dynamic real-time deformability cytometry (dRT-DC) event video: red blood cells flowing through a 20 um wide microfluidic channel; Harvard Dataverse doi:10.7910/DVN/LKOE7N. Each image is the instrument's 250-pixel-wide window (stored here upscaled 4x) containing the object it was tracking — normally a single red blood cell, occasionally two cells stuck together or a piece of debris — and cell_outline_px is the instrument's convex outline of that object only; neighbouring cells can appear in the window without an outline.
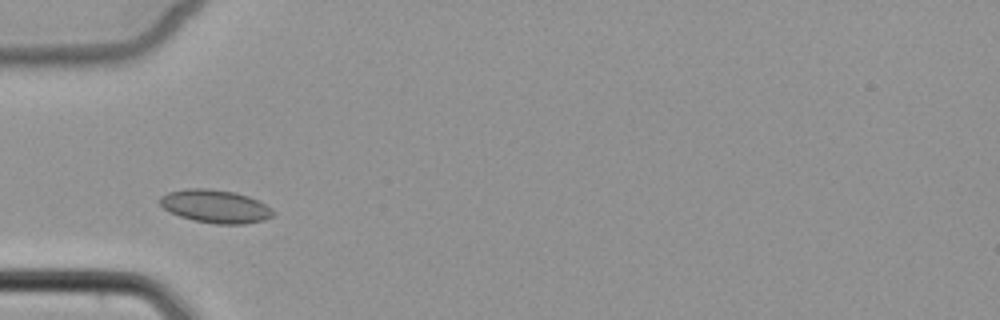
{"species": "common noctule bat (a hibernating species)", "species_latin": "Nyctalus noctula", "temperature_condition": "cold", "stored_images_in_passage": 6, "camera_frame_rate_fps": 3000, "um_per_image_px": 0.085, "animal": {"sex": "female", "body_mass_g": 22.7, "forearm_length_mm": 54.2}, "frame": {"image": 1, "passage_image": 4, "time_ms": 6.0, "image_size_px": [1000, 320], "cell_outline_px": [[276, 212], [272, 216], [264, 220], [244, 224], [216, 224], [192, 220], [168, 212], [160, 204], [160, 196], [168, 192], [188, 188], [208, 188], [236, 192], [248, 196], [272, 208]], "centroid_in_image_um": [18.3, 17.54], "position_along_channel_um": 66.7, "area_um2": 21.96}}
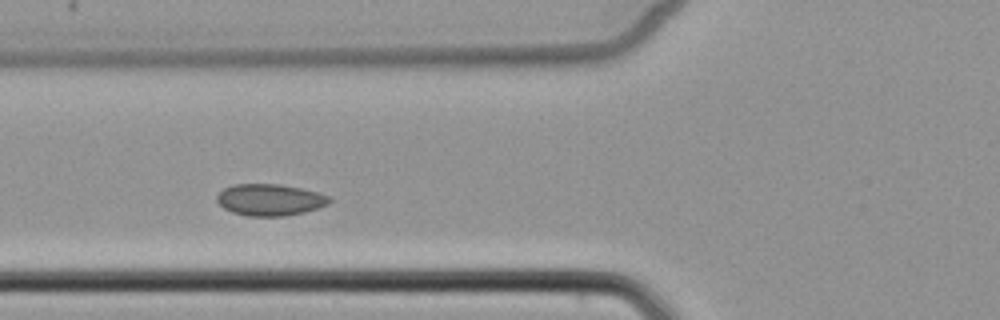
{"frame": {"image": 2, "passage_image": 5, "time_ms": 7.0, "image_size_px": [1000, 320], "cell_outline_px": [[332, 200], [328, 204], [304, 212], [284, 216], [248, 216], [232, 212], [224, 208], [216, 200], [216, 196], [224, 188], [232, 184], [280, 184], [300, 188], [332, 196]], "centroid_in_image_um": [22.94, 16.98], "position_along_channel_um": 102.9, "area_um2": 20.75}}
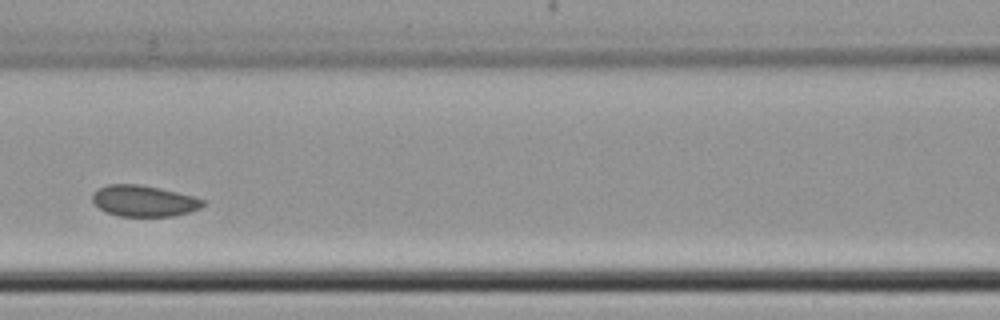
{"frame": {"image": 3, "passage_image": 6, "time_ms": 8.333, "image_size_px": [1000, 320], "cell_outline_px": [[208, 200], [200, 208], [188, 212], [172, 216], [120, 216], [104, 212], [92, 200], [92, 192], [108, 184], [140, 184], [160, 188]], "centroid_in_image_um": [12.22, 17.07], "position_along_channel_um": 154.4, "area_um2": 20.06}}